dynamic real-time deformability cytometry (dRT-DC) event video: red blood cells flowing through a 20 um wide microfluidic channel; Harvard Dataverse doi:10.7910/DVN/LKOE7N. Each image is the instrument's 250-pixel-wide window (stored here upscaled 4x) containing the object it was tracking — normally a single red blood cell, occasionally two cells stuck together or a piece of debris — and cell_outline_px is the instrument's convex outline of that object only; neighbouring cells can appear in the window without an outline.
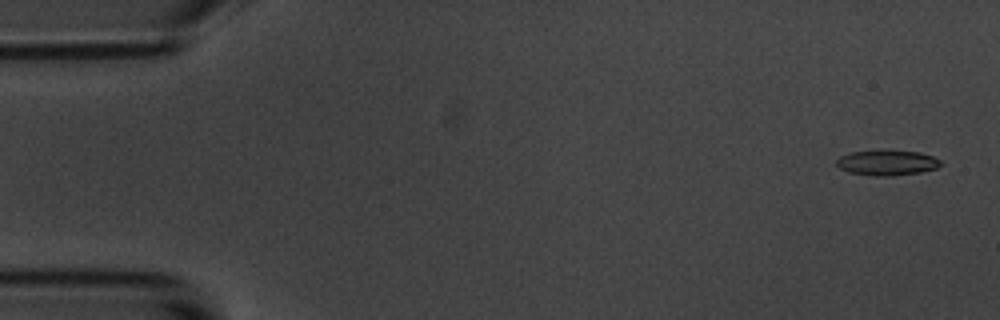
{"species": "common noctule bat (a hibernating species)", "species_latin": "Nyctalus noctula", "temperature_condition": "room temperature", "stored_images_in_passage": 13, "camera_frame_rate_fps": 3000, "um_per_image_px": 0.085, "animal": {"sex": "male", "body_mass_g": 20.1, "forearm_length_mm": 53.5}, "frame": {"image": 1, "passage_image": 2, "time_ms": 0.333, "image_size_px": [1000, 320], "cell_outline_px": [[940, 164], [936, 168], [920, 172], [892, 176], [872, 176], [848, 172], [840, 168], [836, 164], [836, 160], [840, 156], [852, 152], [920, 152], [932, 156], [940, 160]], "centroid_in_image_um": [75.37, 13.87], "position_along_channel_um": 9.6, "area_um2": 14.8}}